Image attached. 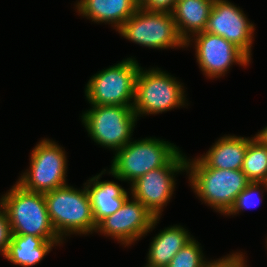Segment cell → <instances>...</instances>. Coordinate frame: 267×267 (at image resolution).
<instances>
[{
	"label": "cell",
	"instance_id": "obj_1",
	"mask_svg": "<svg viewBox=\"0 0 267 267\" xmlns=\"http://www.w3.org/2000/svg\"><path fill=\"white\" fill-rule=\"evenodd\" d=\"M186 171L195 194L223 215L230 211L239 193L251 182L241 169L210 168L199 158L187 159Z\"/></svg>",
	"mask_w": 267,
	"mask_h": 267
},
{
	"label": "cell",
	"instance_id": "obj_2",
	"mask_svg": "<svg viewBox=\"0 0 267 267\" xmlns=\"http://www.w3.org/2000/svg\"><path fill=\"white\" fill-rule=\"evenodd\" d=\"M44 198L51 224L62 242L69 234L96 232L97 225L85 184L81 190L64 185L44 193Z\"/></svg>",
	"mask_w": 267,
	"mask_h": 267
},
{
	"label": "cell",
	"instance_id": "obj_3",
	"mask_svg": "<svg viewBox=\"0 0 267 267\" xmlns=\"http://www.w3.org/2000/svg\"><path fill=\"white\" fill-rule=\"evenodd\" d=\"M2 199L12 235H35L46 241H62L51 224L43 193L25 190L16 182Z\"/></svg>",
	"mask_w": 267,
	"mask_h": 267
},
{
	"label": "cell",
	"instance_id": "obj_4",
	"mask_svg": "<svg viewBox=\"0 0 267 267\" xmlns=\"http://www.w3.org/2000/svg\"><path fill=\"white\" fill-rule=\"evenodd\" d=\"M179 151L176 145L157 138L131 140L115 152L109 174L132 184L149 171L165 166Z\"/></svg>",
	"mask_w": 267,
	"mask_h": 267
},
{
	"label": "cell",
	"instance_id": "obj_5",
	"mask_svg": "<svg viewBox=\"0 0 267 267\" xmlns=\"http://www.w3.org/2000/svg\"><path fill=\"white\" fill-rule=\"evenodd\" d=\"M182 83L159 68H139L136 78L133 111L136 116L159 114L185 106Z\"/></svg>",
	"mask_w": 267,
	"mask_h": 267
},
{
	"label": "cell",
	"instance_id": "obj_6",
	"mask_svg": "<svg viewBox=\"0 0 267 267\" xmlns=\"http://www.w3.org/2000/svg\"><path fill=\"white\" fill-rule=\"evenodd\" d=\"M139 68L138 62L130 57L99 71L86 85L88 102L91 105L133 106Z\"/></svg>",
	"mask_w": 267,
	"mask_h": 267
},
{
	"label": "cell",
	"instance_id": "obj_7",
	"mask_svg": "<svg viewBox=\"0 0 267 267\" xmlns=\"http://www.w3.org/2000/svg\"><path fill=\"white\" fill-rule=\"evenodd\" d=\"M91 106L81 117L94 142L116 152L130 142L138 119L133 106Z\"/></svg>",
	"mask_w": 267,
	"mask_h": 267
},
{
	"label": "cell",
	"instance_id": "obj_8",
	"mask_svg": "<svg viewBox=\"0 0 267 267\" xmlns=\"http://www.w3.org/2000/svg\"><path fill=\"white\" fill-rule=\"evenodd\" d=\"M124 38L149 48H184L171 12L147 11L141 7L117 30Z\"/></svg>",
	"mask_w": 267,
	"mask_h": 267
},
{
	"label": "cell",
	"instance_id": "obj_9",
	"mask_svg": "<svg viewBox=\"0 0 267 267\" xmlns=\"http://www.w3.org/2000/svg\"><path fill=\"white\" fill-rule=\"evenodd\" d=\"M30 167L21 174L17 183L25 190L47 193L67 185V159L65 150L56 142L43 139L33 148Z\"/></svg>",
	"mask_w": 267,
	"mask_h": 267
},
{
	"label": "cell",
	"instance_id": "obj_10",
	"mask_svg": "<svg viewBox=\"0 0 267 267\" xmlns=\"http://www.w3.org/2000/svg\"><path fill=\"white\" fill-rule=\"evenodd\" d=\"M179 151L165 166L153 169L131 184V195L156 218L170 201L175 188L174 173L186 171L187 158Z\"/></svg>",
	"mask_w": 267,
	"mask_h": 267
},
{
	"label": "cell",
	"instance_id": "obj_11",
	"mask_svg": "<svg viewBox=\"0 0 267 267\" xmlns=\"http://www.w3.org/2000/svg\"><path fill=\"white\" fill-rule=\"evenodd\" d=\"M159 220L141 202L135 198L130 201L128 197L115 213L97 225L96 232L128 246L152 231Z\"/></svg>",
	"mask_w": 267,
	"mask_h": 267
},
{
	"label": "cell",
	"instance_id": "obj_12",
	"mask_svg": "<svg viewBox=\"0 0 267 267\" xmlns=\"http://www.w3.org/2000/svg\"><path fill=\"white\" fill-rule=\"evenodd\" d=\"M196 36V37H195ZM194 38L196 58L201 71L209 78H218L228 71L233 63L247 66L250 58L233 43L221 36L199 32L185 42L189 46Z\"/></svg>",
	"mask_w": 267,
	"mask_h": 267
},
{
	"label": "cell",
	"instance_id": "obj_13",
	"mask_svg": "<svg viewBox=\"0 0 267 267\" xmlns=\"http://www.w3.org/2000/svg\"><path fill=\"white\" fill-rule=\"evenodd\" d=\"M205 31L233 43L251 59L255 27L240 7L227 0H214Z\"/></svg>",
	"mask_w": 267,
	"mask_h": 267
},
{
	"label": "cell",
	"instance_id": "obj_14",
	"mask_svg": "<svg viewBox=\"0 0 267 267\" xmlns=\"http://www.w3.org/2000/svg\"><path fill=\"white\" fill-rule=\"evenodd\" d=\"M105 171L103 170L85 183L96 225L115 213L129 197L128 192L116 182L99 180Z\"/></svg>",
	"mask_w": 267,
	"mask_h": 267
},
{
	"label": "cell",
	"instance_id": "obj_15",
	"mask_svg": "<svg viewBox=\"0 0 267 267\" xmlns=\"http://www.w3.org/2000/svg\"><path fill=\"white\" fill-rule=\"evenodd\" d=\"M139 8V0H80L77 12L94 22L112 24L118 30Z\"/></svg>",
	"mask_w": 267,
	"mask_h": 267
},
{
	"label": "cell",
	"instance_id": "obj_16",
	"mask_svg": "<svg viewBox=\"0 0 267 267\" xmlns=\"http://www.w3.org/2000/svg\"><path fill=\"white\" fill-rule=\"evenodd\" d=\"M252 138L224 136L217 140L205 155L198 157L207 167L214 169H242L246 149Z\"/></svg>",
	"mask_w": 267,
	"mask_h": 267
},
{
	"label": "cell",
	"instance_id": "obj_17",
	"mask_svg": "<svg viewBox=\"0 0 267 267\" xmlns=\"http://www.w3.org/2000/svg\"><path fill=\"white\" fill-rule=\"evenodd\" d=\"M213 3L214 0L176 1L172 14L179 36L185 42L190 35L205 31Z\"/></svg>",
	"mask_w": 267,
	"mask_h": 267
},
{
	"label": "cell",
	"instance_id": "obj_18",
	"mask_svg": "<svg viewBox=\"0 0 267 267\" xmlns=\"http://www.w3.org/2000/svg\"><path fill=\"white\" fill-rule=\"evenodd\" d=\"M193 237L180 225L160 231L150 244L146 267H166L176 253L188 244Z\"/></svg>",
	"mask_w": 267,
	"mask_h": 267
},
{
	"label": "cell",
	"instance_id": "obj_19",
	"mask_svg": "<svg viewBox=\"0 0 267 267\" xmlns=\"http://www.w3.org/2000/svg\"><path fill=\"white\" fill-rule=\"evenodd\" d=\"M58 243L60 245L62 242L46 241L35 235H12V240L3 257L15 265L32 267L39 264Z\"/></svg>",
	"mask_w": 267,
	"mask_h": 267
},
{
	"label": "cell",
	"instance_id": "obj_20",
	"mask_svg": "<svg viewBox=\"0 0 267 267\" xmlns=\"http://www.w3.org/2000/svg\"><path fill=\"white\" fill-rule=\"evenodd\" d=\"M241 170L251 182H267V146L254 137L249 141Z\"/></svg>",
	"mask_w": 267,
	"mask_h": 267
},
{
	"label": "cell",
	"instance_id": "obj_21",
	"mask_svg": "<svg viewBox=\"0 0 267 267\" xmlns=\"http://www.w3.org/2000/svg\"><path fill=\"white\" fill-rule=\"evenodd\" d=\"M194 238L172 258L166 267H219L229 256L214 261H205L202 248ZM204 258V259H203Z\"/></svg>",
	"mask_w": 267,
	"mask_h": 267
},
{
	"label": "cell",
	"instance_id": "obj_22",
	"mask_svg": "<svg viewBox=\"0 0 267 267\" xmlns=\"http://www.w3.org/2000/svg\"><path fill=\"white\" fill-rule=\"evenodd\" d=\"M260 186L265 187L267 190V182H250V184L239 193L233 207L226 215L239 214L241 209H250L256 207V205L258 206L260 204L259 202L262 201V199H260L261 194H259L261 190ZM256 200L259 201L257 202Z\"/></svg>",
	"mask_w": 267,
	"mask_h": 267
},
{
	"label": "cell",
	"instance_id": "obj_23",
	"mask_svg": "<svg viewBox=\"0 0 267 267\" xmlns=\"http://www.w3.org/2000/svg\"><path fill=\"white\" fill-rule=\"evenodd\" d=\"M12 240V230L5 210H0V252L4 256Z\"/></svg>",
	"mask_w": 267,
	"mask_h": 267
},
{
	"label": "cell",
	"instance_id": "obj_24",
	"mask_svg": "<svg viewBox=\"0 0 267 267\" xmlns=\"http://www.w3.org/2000/svg\"><path fill=\"white\" fill-rule=\"evenodd\" d=\"M177 0H139V7L147 11L173 12Z\"/></svg>",
	"mask_w": 267,
	"mask_h": 267
},
{
	"label": "cell",
	"instance_id": "obj_25",
	"mask_svg": "<svg viewBox=\"0 0 267 267\" xmlns=\"http://www.w3.org/2000/svg\"><path fill=\"white\" fill-rule=\"evenodd\" d=\"M244 261V255L236 252L226 258V267H247L245 264L247 261Z\"/></svg>",
	"mask_w": 267,
	"mask_h": 267
},
{
	"label": "cell",
	"instance_id": "obj_26",
	"mask_svg": "<svg viewBox=\"0 0 267 267\" xmlns=\"http://www.w3.org/2000/svg\"><path fill=\"white\" fill-rule=\"evenodd\" d=\"M261 144L267 146V126L254 136Z\"/></svg>",
	"mask_w": 267,
	"mask_h": 267
},
{
	"label": "cell",
	"instance_id": "obj_27",
	"mask_svg": "<svg viewBox=\"0 0 267 267\" xmlns=\"http://www.w3.org/2000/svg\"><path fill=\"white\" fill-rule=\"evenodd\" d=\"M3 208V199H0V210Z\"/></svg>",
	"mask_w": 267,
	"mask_h": 267
},
{
	"label": "cell",
	"instance_id": "obj_28",
	"mask_svg": "<svg viewBox=\"0 0 267 267\" xmlns=\"http://www.w3.org/2000/svg\"><path fill=\"white\" fill-rule=\"evenodd\" d=\"M219 267H226V259L223 261V263Z\"/></svg>",
	"mask_w": 267,
	"mask_h": 267
}]
</instances>
